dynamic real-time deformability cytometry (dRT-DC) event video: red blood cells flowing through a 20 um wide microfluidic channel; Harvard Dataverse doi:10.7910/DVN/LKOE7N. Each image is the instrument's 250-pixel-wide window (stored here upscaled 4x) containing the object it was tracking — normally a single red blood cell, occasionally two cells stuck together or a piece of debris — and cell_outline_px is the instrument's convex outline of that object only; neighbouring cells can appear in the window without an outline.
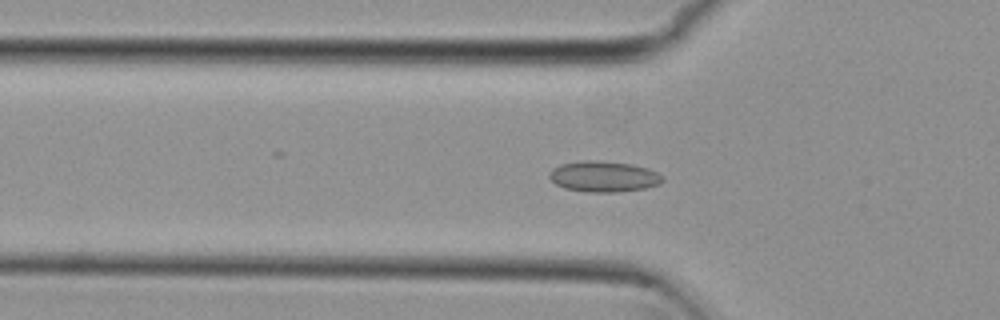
{"species": "common noctule bat (a hibernating species)", "species_latin": "Nyctalus noctula", "temperature_condition": "cold", "stored_images_in_passage": 39, "camera_frame_rate_fps": 3000, "um_per_image_px": 0.085, "animal": {"sex": "female", "body_mass_g": 29.2, "forearm_length_mm": 56.3}, "frame": {"image": 1, "passage_image": 2, "time_ms": 0.333, "image_size_px": [1000, 320], "cell_outline_px": [[664, 180], [660, 184], [644, 188], [616, 192], [588, 192], [564, 188], [556, 184], [548, 176], [548, 172], [552, 168], [560, 164], [584, 160], [596, 160], [632, 164], [648, 168], [664, 176]], "centroid_in_image_um": [51.3, 15.0], "position_along_channel_um": 74.5, "area_um2": 20.46}}
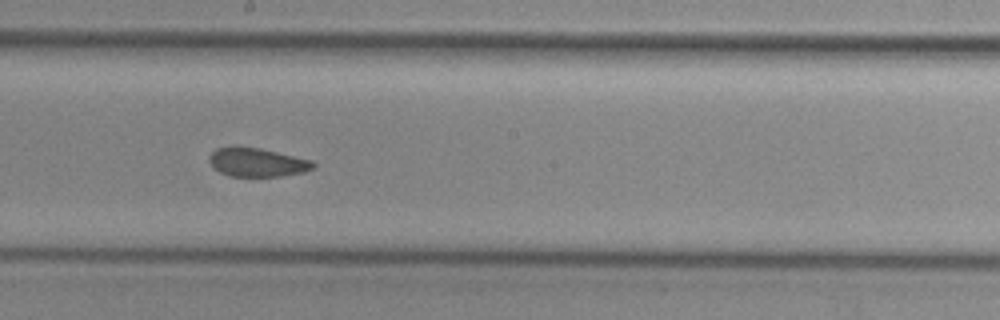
{"frame": {"image": 2, "passage_image": 14, "time_ms": 4.333, "image_size_px": [1000, 320], "cell_outline_px": [[316, 168], [304, 172], [280, 176], [232, 176], [220, 172], [208, 160], [208, 156], [216, 148], [232, 144], [260, 148], [312, 160], [316, 164]], "centroid_in_image_um": [21.85, 13.76], "position_along_channel_um": 226.3, "area_um2": 17.69}}
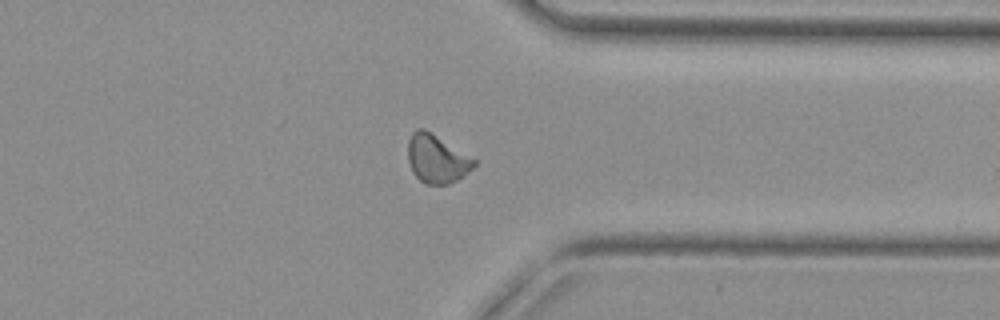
{"frame": {"image": 3, "passage_image": 26, "time_ms": 8.333, "image_size_px": [1000, 320], "cell_outline_px": [[476, 164], [472, 168], [456, 180], [448, 184], [424, 184], [412, 172], [408, 160], [408, 140], [412, 132], [416, 128], [424, 128], [476, 160]], "centroid_in_image_um": [37.08, 13.49], "position_along_channel_um": 374.3, "area_um2": 18.38}, "authors_computed_cell_mechanics": {"area_um2": 18.207, "velocity_mm_per_s": 3.786, "shape_relaxation_time_tau1_ms": null, "shape_relaxation_time_tau2_ms": 2.1874, "deformation_change_tau1": null, "deformation_change_tau2": 0.0775}}